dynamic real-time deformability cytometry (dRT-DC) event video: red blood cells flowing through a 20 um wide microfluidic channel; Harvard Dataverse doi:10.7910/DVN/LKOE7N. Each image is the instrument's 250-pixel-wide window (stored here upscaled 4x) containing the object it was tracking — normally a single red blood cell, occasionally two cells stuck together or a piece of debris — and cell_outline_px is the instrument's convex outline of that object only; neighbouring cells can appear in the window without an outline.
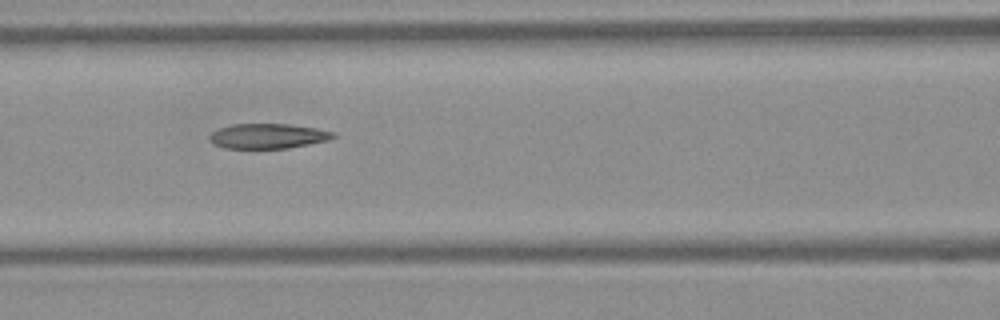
{"species": "Egyptian fruit bat (a non-hibernating species)", "species_latin": "Rousettus aegyptiacus", "temperature_condition": "warm", "stored_images_in_passage": 9, "segment_of_instrument_passage": [1, 2], "camera_frame_rate_fps": 3000, "um_per_image_px": 0.085, "frame": {"image": 1, "passage_image": 6, "time_ms": 1.667, "image_size_px": [1000, 320], "cell_outline_px": [[336, 136], [328, 140], [288, 148], [224, 148], [216, 144], [208, 136], [212, 132], [220, 128], [232, 124], [288, 124], [316, 128], [336, 132]], "centroid_in_image_um": [22.81, 11.56], "position_along_channel_um": 143.8, "area_um2": 17.8}}
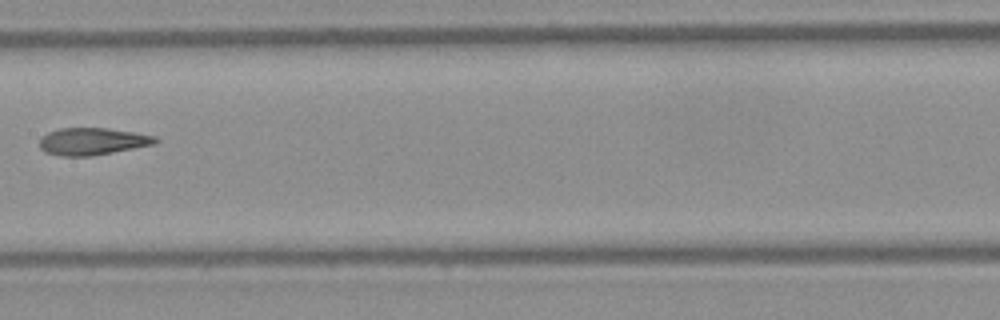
{"frame": {"image": 2, "passage_image": 7, "time_ms": 2.0, "image_size_px": [1000, 320], "cell_outline_px": [[160, 140], [156, 144], [92, 156], [60, 156], [44, 152], [40, 148], [40, 136], [48, 132], [60, 128], [108, 128], [156, 136]], "centroid_in_image_um": [7.85, 12.02], "position_along_channel_um": 199.6, "area_um2": 18.5}}
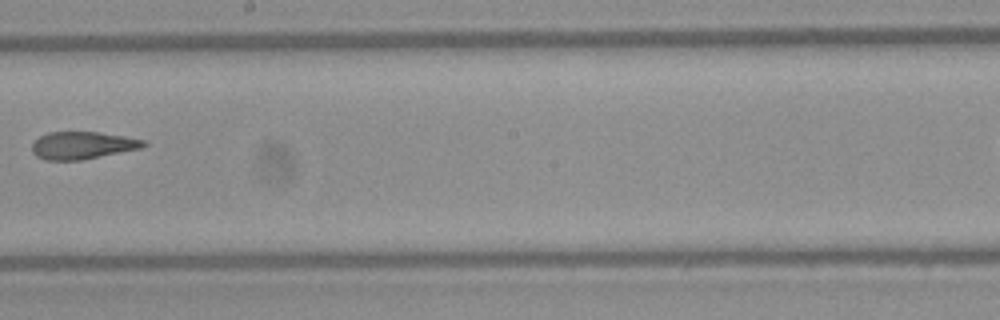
{"frame": {"image": 3, "passage_image": 8, "time_ms": 2.333, "image_size_px": [1000, 320], "cell_outline_px": [[148, 144], [144, 148], [80, 160], [44, 160], [36, 156], [32, 152], [32, 144], [40, 136], [48, 132], [100, 132], [124, 136], [144, 140]], "centroid_in_image_um": [7.03, 12.36], "position_along_channel_um": 241.2, "area_um2": 17.92}}